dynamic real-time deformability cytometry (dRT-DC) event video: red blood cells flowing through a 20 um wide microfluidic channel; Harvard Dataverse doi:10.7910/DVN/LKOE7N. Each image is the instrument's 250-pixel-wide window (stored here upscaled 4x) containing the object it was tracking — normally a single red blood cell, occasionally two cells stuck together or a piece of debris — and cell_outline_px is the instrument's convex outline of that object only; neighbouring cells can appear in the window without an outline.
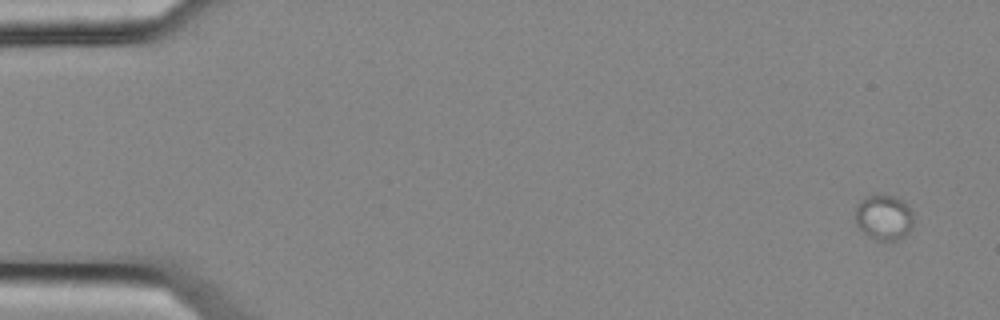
{"species": "common noctule bat (a hibernating species)", "species_latin": "Nyctalus noctula", "temperature_condition": "cold", "stored_images_in_passage": 5, "camera_frame_rate_fps": 3000, "um_per_image_px": 0.085, "animal": {"sex": "female", "body_mass_g": 25.1}, "frame": {"image": 1, "passage_image": 1, "time_ms": 0.0, "image_size_px": [1000, 320], "cell_outline_px": [[912, 224], [908, 232], [904, 236], [896, 240], [876, 240], [864, 232], [856, 224], [856, 204], [868, 196], [892, 196], [904, 200], [912, 212]], "centroid_in_image_um": [75.13, 18.48], "position_along_channel_um": 9.9, "area_um2": 15.03}}